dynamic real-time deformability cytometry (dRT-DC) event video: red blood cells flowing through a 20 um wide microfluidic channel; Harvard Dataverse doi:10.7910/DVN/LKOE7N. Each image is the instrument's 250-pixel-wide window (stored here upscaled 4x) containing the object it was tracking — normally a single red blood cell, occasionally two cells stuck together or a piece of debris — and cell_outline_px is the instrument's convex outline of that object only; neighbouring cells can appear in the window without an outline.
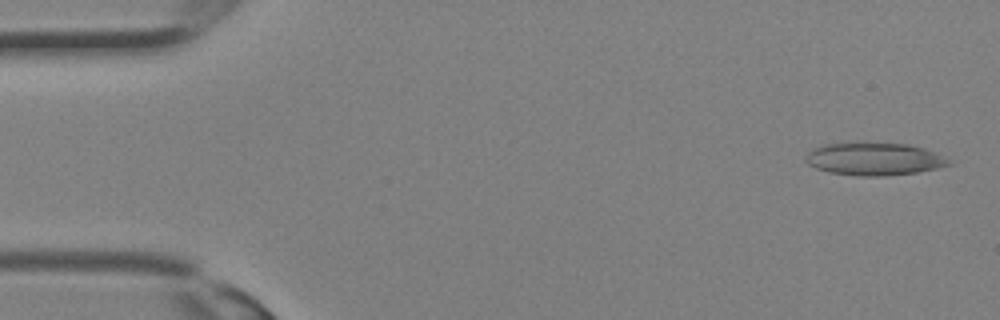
{"species": "Egyptian fruit bat (a non-hibernating species)", "species_latin": "Rousettus aegyptiacus", "temperature_condition": "room temperature", "stored_images_in_passage": 17, "camera_frame_rate_fps": 3000, "um_per_image_px": 0.085, "animal": {"sex": "female"}, "frame": {"image": 1, "passage_image": 1, "time_ms": 0.0, "image_size_px": [1000, 320], "cell_outline_px": [[952, 164], [936, 168], [916, 172], [880, 176], [860, 176], [828, 172], [816, 168], [808, 164], [804, 160], [808, 152], [812, 148], [824, 144], [852, 140], [864, 140], [908, 144], [924, 148], [936, 152], [948, 160]], "centroid_in_image_um": [74.23, 13.46], "position_along_channel_um": 10.8, "area_um2": 28.09}}
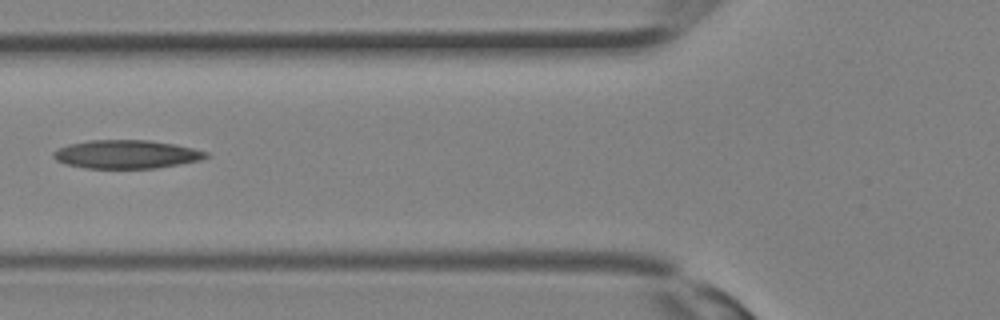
{"frame": {"image": 2, "passage_image": 12, "time_ms": 3.667, "image_size_px": [1000, 320], "cell_outline_px": [[212, 156], [200, 160], [180, 164], [156, 168], [84, 168], [64, 164], [56, 160], [52, 156], [52, 152], [56, 148], [68, 144], [88, 140], [148, 140], [176, 144], [208, 152]], "centroid_in_image_um": [10.72, 13.11], "position_along_channel_um": 115.1, "area_um2": 25.61}}
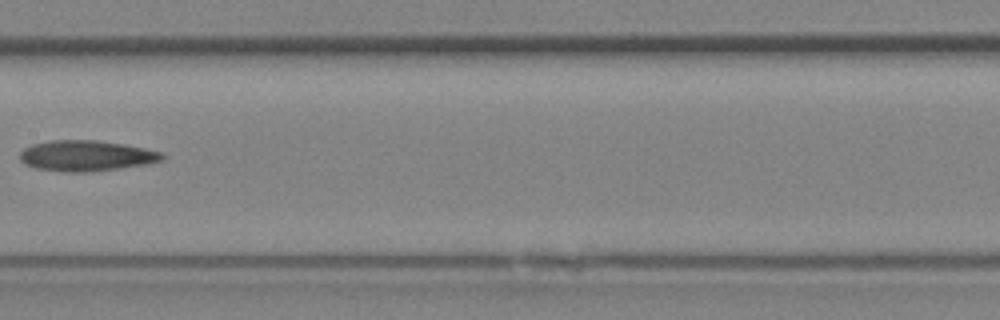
{"frame": {"image": 3, "passage_image": 16, "time_ms": 5.0, "image_size_px": [1000, 320], "cell_outline_px": [[164, 160], [148, 164], [88, 172], [64, 172], [36, 168], [24, 164], [20, 160], [20, 152], [24, 148], [32, 144], [52, 140], [96, 140], [124, 144], [164, 152]], "centroid_in_image_um": [7.34, 13.24], "position_along_channel_um": 200.1, "area_um2": 25.55}}